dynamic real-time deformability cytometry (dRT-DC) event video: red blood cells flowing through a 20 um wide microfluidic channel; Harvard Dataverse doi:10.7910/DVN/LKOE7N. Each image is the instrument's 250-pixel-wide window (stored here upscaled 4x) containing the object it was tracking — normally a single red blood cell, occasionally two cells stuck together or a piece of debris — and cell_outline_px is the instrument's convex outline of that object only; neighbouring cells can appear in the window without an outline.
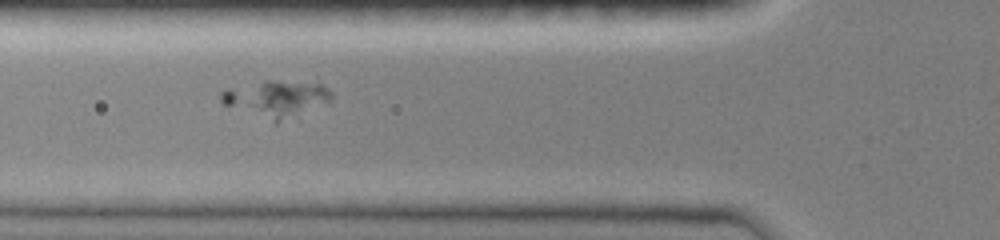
{"species": "common noctule bat (a hibernating species)", "species_latin": "Nyctalus noctula", "temperature_condition": "room temperature", "stored_images_in_passage": 4, "camera_frame_rate_fps": 3000, "um_per_image_px": 0.085, "animal": {"sex": "female", "body_mass_g": 19.0, "forearm_length_mm": 51.5}, "frame": {"image": 1, "passage_image": 3, "time_ms": 0.667, "image_size_px": [1000, 240], "cell_outline_px": [[332, 100], [328, 104], [276, 124], [224, 104], [220, 100], [220, 92], [228, 88], [264, 80], [268, 80], [320, 84], [328, 88], [332, 92]], "centroid_in_image_um": [23.51, 8.41], "position_along_channel_um": 102.3, "area_um2": 23.81}}